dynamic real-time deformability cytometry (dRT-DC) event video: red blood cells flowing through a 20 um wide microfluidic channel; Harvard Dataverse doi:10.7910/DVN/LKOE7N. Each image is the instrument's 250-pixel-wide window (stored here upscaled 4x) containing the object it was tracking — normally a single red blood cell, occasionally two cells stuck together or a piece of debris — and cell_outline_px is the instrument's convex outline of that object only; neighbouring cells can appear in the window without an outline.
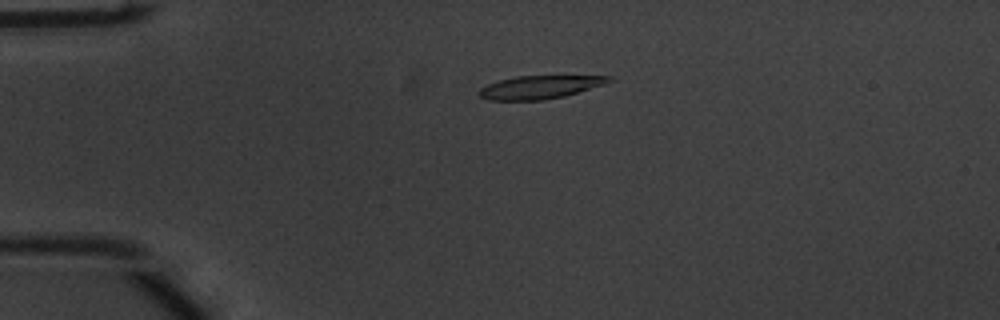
{"species": "common noctule bat (a hibernating species)", "species_latin": "Nyctalus noctula", "temperature_condition": "warm", "stored_images_in_passage": 47, "camera_frame_rate_fps": 3000, "um_per_image_px": 0.085, "animal": {"sex": "male", "body_mass_g": 20.1, "forearm_length_mm": 53.5}, "frame": {"image": 1, "passage_image": 6, "time_ms": 1.667, "image_size_px": [1000, 320], "cell_outline_px": [[612, 80], [604, 84], [564, 96], [544, 100], [488, 100], [480, 96], [480, 88], [488, 84], [500, 80], [516, 76], [612, 76]], "centroid_in_image_um": [45.87, 7.41], "position_along_channel_um": 39.1, "area_um2": 17.22}}
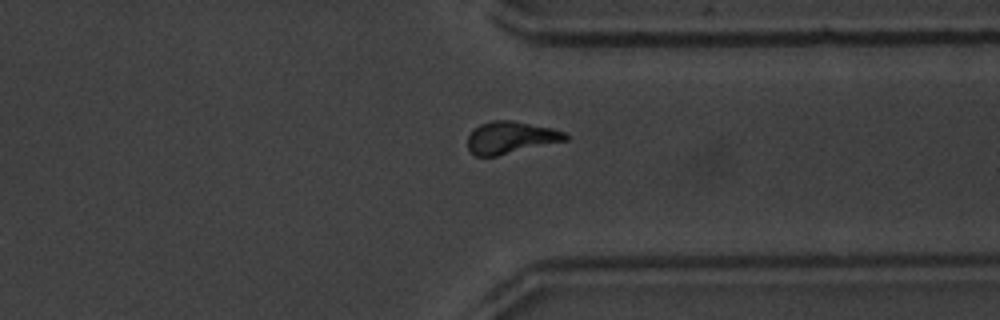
{"frame": {"image": 2, "passage_image": 35, "time_ms": 11.333, "image_size_px": [1000, 320], "cell_outline_px": [[568, 140], [496, 156], [476, 156], [468, 148], [468, 136], [472, 128], [480, 124], [492, 120], [512, 120], [552, 128], [564, 132], [568, 136]], "centroid_in_image_um": [43.39, 11.68], "position_along_channel_um": 368.0, "area_um2": 18.32}}
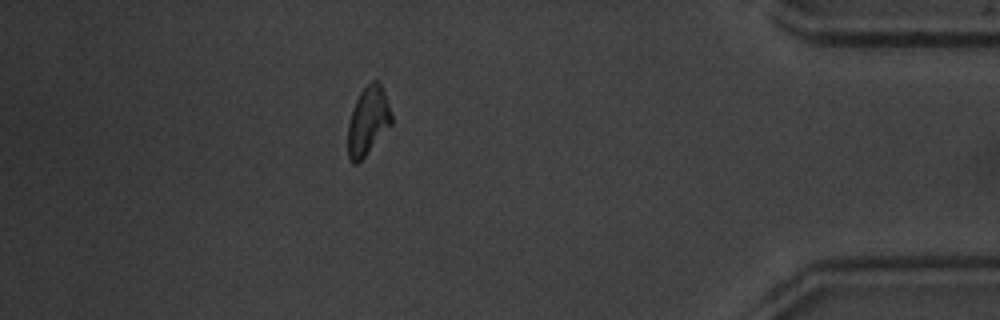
{"frame": {"image": 3, "passage_image": 41, "time_ms": 13.333, "image_size_px": [1000, 320], "cell_outline_px": [[392, 124], [364, 156], [356, 164], [352, 164], [348, 156], [348, 124], [356, 100], [360, 92], [372, 80], [376, 80], [380, 84], [392, 112]], "centroid_in_image_um": [31.28, 10.28], "position_along_channel_um": 403.9, "area_um2": 17.05}, "authors_computed_cell_mechanics": {"area_um2": 18.207, "velocity_mm_per_s": 3.7769, "shape_relaxation_time_tau1_ms": 3.258, "shape_relaxation_time_tau2_ms": 4.3796, "deformation_change_tau1": 0.1673, "deformation_change_tau2": 0.1405}}